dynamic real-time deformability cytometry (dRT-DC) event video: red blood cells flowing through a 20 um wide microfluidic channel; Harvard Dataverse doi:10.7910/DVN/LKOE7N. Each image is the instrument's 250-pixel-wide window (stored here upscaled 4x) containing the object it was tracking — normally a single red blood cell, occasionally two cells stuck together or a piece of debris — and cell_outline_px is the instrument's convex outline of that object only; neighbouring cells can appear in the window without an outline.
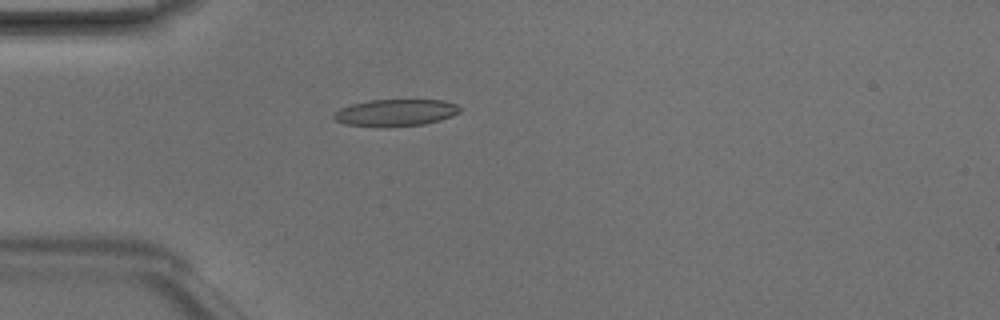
{"species": "Egyptian fruit bat (a non-hibernating species)", "species_latin": "Rousettus aegyptiacus", "temperature_condition": "room temperature", "stored_images_in_passage": 3, "camera_frame_rate_fps": 3000, "um_per_image_px": 0.085, "animal": {"sex": "male"}, "frame": {"image": 1, "passage_image": 3, "time_ms": 0.667, "image_size_px": [1000, 320], "cell_outline_px": [[460, 112], [452, 116], [440, 120], [424, 124], [344, 124], [336, 120], [332, 116], [340, 108], [352, 104], [368, 100], [444, 100], [456, 104], [460, 108]], "centroid_in_image_um": [33.68, 9.52], "position_along_channel_um": 51.3, "area_um2": 18.79}}